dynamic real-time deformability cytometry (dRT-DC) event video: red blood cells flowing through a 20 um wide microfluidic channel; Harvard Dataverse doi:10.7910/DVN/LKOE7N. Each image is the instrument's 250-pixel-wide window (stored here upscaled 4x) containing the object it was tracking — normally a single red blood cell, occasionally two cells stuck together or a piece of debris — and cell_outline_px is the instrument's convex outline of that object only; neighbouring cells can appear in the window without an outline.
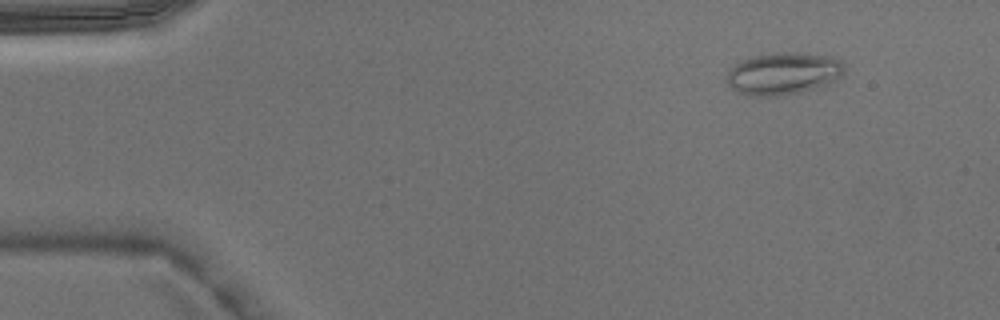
{"species": "Egyptian fruit bat (a non-hibernating species)", "species_latin": "Rousettus aegyptiacus", "temperature_condition": "warm", "stored_images_in_passage": 5, "camera_frame_rate_fps": 3000, "um_per_image_px": 0.085, "animal": {"sex": "male"}, "frame": {"image": 1, "passage_image": 2, "time_ms": 0.333, "image_size_px": [1000, 320], "cell_outline_px": [[844, 72], [840, 76], [828, 84], [800, 92], [784, 96], [752, 96], [736, 92], [728, 84], [728, 72], [740, 60], [752, 56], [776, 52], [792, 52], [832, 56], [840, 60], [844, 64]], "centroid_in_image_um": [66.59, 6.25], "position_along_channel_um": 18.4, "area_um2": 29.02}}